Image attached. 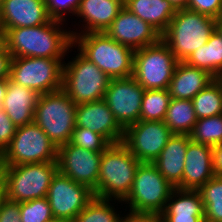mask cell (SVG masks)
<instances>
[{"mask_svg":"<svg viewBox=\"0 0 222 222\" xmlns=\"http://www.w3.org/2000/svg\"><path fill=\"white\" fill-rule=\"evenodd\" d=\"M187 9L217 19L222 15V0H189Z\"/></svg>","mask_w":222,"mask_h":222,"instance_id":"36","label":"cell"},{"mask_svg":"<svg viewBox=\"0 0 222 222\" xmlns=\"http://www.w3.org/2000/svg\"><path fill=\"white\" fill-rule=\"evenodd\" d=\"M5 198L6 197H5L3 186L0 184V209Z\"/></svg>","mask_w":222,"mask_h":222,"instance_id":"46","label":"cell"},{"mask_svg":"<svg viewBox=\"0 0 222 222\" xmlns=\"http://www.w3.org/2000/svg\"><path fill=\"white\" fill-rule=\"evenodd\" d=\"M171 96L168 89L145 90L140 111V120L164 121Z\"/></svg>","mask_w":222,"mask_h":222,"instance_id":"30","label":"cell"},{"mask_svg":"<svg viewBox=\"0 0 222 222\" xmlns=\"http://www.w3.org/2000/svg\"><path fill=\"white\" fill-rule=\"evenodd\" d=\"M0 222H21L18 202L4 199L0 209Z\"/></svg>","mask_w":222,"mask_h":222,"instance_id":"38","label":"cell"},{"mask_svg":"<svg viewBox=\"0 0 222 222\" xmlns=\"http://www.w3.org/2000/svg\"><path fill=\"white\" fill-rule=\"evenodd\" d=\"M76 127L89 128L104 136L111 144L120 143L124 129L115 120L104 99L76 105Z\"/></svg>","mask_w":222,"mask_h":222,"instance_id":"17","label":"cell"},{"mask_svg":"<svg viewBox=\"0 0 222 222\" xmlns=\"http://www.w3.org/2000/svg\"><path fill=\"white\" fill-rule=\"evenodd\" d=\"M197 119L222 114V84L216 78L193 99Z\"/></svg>","mask_w":222,"mask_h":222,"instance_id":"28","label":"cell"},{"mask_svg":"<svg viewBox=\"0 0 222 222\" xmlns=\"http://www.w3.org/2000/svg\"><path fill=\"white\" fill-rule=\"evenodd\" d=\"M141 162L122 143L110 144L100 160L97 197L124 201L132 187L135 172Z\"/></svg>","mask_w":222,"mask_h":222,"instance_id":"3","label":"cell"},{"mask_svg":"<svg viewBox=\"0 0 222 222\" xmlns=\"http://www.w3.org/2000/svg\"><path fill=\"white\" fill-rule=\"evenodd\" d=\"M110 201L94 196L72 222H119V214L110 206Z\"/></svg>","mask_w":222,"mask_h":222,"instance_id":"32","label":"cell"},{"mask_svg":"<svg viewBox=\"0 0 222 222\" xmlns=\"http://www.w3.org/2000/svg\"><path fill=\"white\" fill-rule=\"evenodd\" d=\"M40 94L8 78L6 94L1 108L16 127L34 122V112Z\"/></svg>","mask_w":222,"mask_h":222,"instance_id":"21","label":"cell"},{"mask_svg":"<svg viewBox=\"0 0 222 222\" xmlns=\"http://www.w3.org/2000/svg\"><path fill=\"white\" fill-rule=\"evenodd\" d=\"M17 127L7 113L0 107V154L10 144Z\"/></svg>","mask_w":222,"mask_h":222,"instance_id":"37","label":"cell"},{"mask_svg":"<svg viewBox=\"0 0 222 222\" xmlns=\"http://www.w3.org/2000/svg\"><path fill=\"white\" fill-rule=\"evenodd\" d=\"M190 137L194 142L212 147L222 143V114L197 119Z\"/></svg>","mask_w":222,"mask_h":222,"instance_id":"31","label":"cell"},{"mask_svg":"<svg viewBox=\"0 0 222 222\" xmlns=\"http://www.w3.org/2000/svg\"><path fill=\"white\" fill-rule=\"evenodd\" d=\"M8 79H0V107L6 94Z\"/></svg>","mask_w":222,"mask_h":222,"instance_id":"43","label":"cell"},{"mask_svg":"<svg viewBox=\"0 0 222 222\" xmlns=\"http://www.w3.org/2000/svg\"><path fill=\"white\" fill-rule=\"evenodd\" d=\"M124 7L150 24L161 35L177 11L168 0H124Z\"/></svg>","mask_w":222,"mask_h":222,"instance_id":"25","label":"cell"},{"mask_svg":"<svg viewBox=\"0 0 222 222\" xmlns=\"http://www.w3.org/2000/svg\"><path fill=\"white\" fill-rule=\"evenodd\" d=\"M205 222H222V175H215L199 190Z\"/></svg>","mask_w":222,"mask_h":222,"instance_id":"29","label":"cell"},{"mask_svg":"<svg viewBox=\"0 0 222 222\" xmlns=\"http://www.w3.org/2000/svg\"><path fill=\"white\" fill-rule=\"evenodd\" d=\"M214 176L213 147L190 140L185 154L182 189L199 190Z\"/></svg>","mask_w":222,"mask_h":222,"instance_id":"19","label":"cell"},{"mask_svg":"<svg viewBox=\"0 0 222 222\" xmlns=\"http://www.w3.org/2000/svg\"><path fill=\"white\" fill-rule=\"evenodd\" d=\"M178 62L160 39L134 51L133 77L145 90L168 89Z\"/></svg>","mask_w":222,"mask_h":222,"instance_id":"10","label":"cell"},{"mask_svg":"<svg viewBox=\"0 0 222 222\" xmlns=\"http://www.w3.org/2000/svg\"><path fill=\"white\" fill-rule=\"evenodd\" d=\"M6 46V31L0 26V50Z\"/></svg>","mask_w":222,"mask_h":222,"instance_id":"44","label":"cell"},{"mask_svg":"<svg viewBox=\"0 0 222 222\" xmlns=\"http://www.w3.org/2000/svg\"><path fill=\"white\" fill-rule=\"evenodd\" d=\"M62 21L51 19L48 23L34 27L11 28L6 32V47L12 58L37 57L64 59L73 45L69 30H61Z\"/></svg>","mask_w":222,"mask_h":222,"instance_id":"1","label":"cell"},{"mask_svg":"<svg viewBox=\"0 0 222 222\" xmlns=\"http://www.w3.org/2000/svg\"><path fill=\"white\" fill-rule=\"evenodd\" d=\"M1 26L11 28L34 27L48 23L45 0H0Z\"/></svg>","mask_w":222,"mask_h":222,"instance_id":"18","label":"cell"},{"mask_svg":"<svg viewBox=\"0 0 222 222\" xmlns=\"http://www.w3.org/2000/svg\"><path fill=\"white\" fill-rule=\"evenodd\" d=\"M144 92L133 76L111 79L104 100L123 129L140 120Z\"/></svg>","mask_w":222,"mask_h":222,"instance_id":"14","label":"cell"},{"mask_svg":"<svg viewBox=\"0 0 222 222\" xmlns=\"http://www.w3.org/2000/svg\"><path fill=\"white\" fill-rule=\"evenodd\" d=\"M172 135L164 121L139 120L124 129L122 143L141 163H153Z\"/></svg>","mask_w":222,"mask_h":222,"instance_id":"13","label":"cell"},{"mask_svg":"<svg viewBox=\"0 0 222 222\" xmlns=\"http://www.w3.org/2000/svg\"><path fill=\"white\" fill-rule=\"evenodd\" d=\"M105 33L114 41L138 50L157 43L161 34L146 21L123 7Z\"/></svg>","mask_w":222,"mask_h":222,"instance_id":"16","label":"cell"},{"mask_svg":"<svg viewBox=\"0 0 222 222\" xmlns=\"http://www.w3.org/2000/svg\"><path fill=\"white\" fill-rule=\"evenodd\" d=\"M216 30L222 37V15L216 19Z\"/></svg>","mask_w":222,"mask_h":222,"instance_id":"45","label":"cell"},{"mask_svg":"<svg viewBox=\"0 0 222 222\" xmlns=\"http://www.w3.org/2000/svg\"><path fill=\"white\" fill-rule=\"evenodd\" d=\"M218 81L222 84V74L217 77Z\"/></svg>","mask_w":222,"mask_h":222,"instance_id":"47","label":"cell"},{"mask_svg":"<svg viewBox=\"0 0 222 222\" xmlns=\"http://www.w3.org/2000/svg\"><path fill=\"white\" fill-rule=\"evenodd\" d=\"M192 67L206 70L215 78L222 74V37L215 30L208 42L193 52L185 61Z\"/></svg>","mask_w":222,"mask_h":222,"instance_id":"26","label":"cell"},{"mask_svg":"<svg viewBox=\"0 0 222 222\" xmlns=\"http://www.w3.org/2000/svg\"><path fill=\"white\" fill-rule=\"evenodd\" d=\"M160 222H205L200 192L175 188L160 214Z\"/></svg>","mask_w":222,"mask_h":222,"instance_id":"20","label":"cell"},{"mask_svg":"<svg viewBox=\"0 0 222 222\" xmlns=\"http://www.w3.org/2000/svg\"><path fill=\"white\" fill-rule=\"evenodd\" d=\"M174 189L153 163H140L124 202L129 204L132 211L160 215Z\"/></svg>","mask_w":222,"mask_h":222,"instance_id":"9","label":"cell"},{"mask_svg":"<svg viewBox=\"0 0 222 222\" xmlns=\"http://www.w3.org/2000/svg\"><path fill=\"white\" fill-rule=\"evenodd\" d=\"M57 146L35 123L19 126L10 144L0 154V166L57 162Z\"/></svg>","mask_w":222,"mask_h":222,"instance_id":"7","label":"cell"},{"mask_svg":"<svg viewBox=\"0 0 222 222\" xmlns=\"http://www.w3.org/2000/svg\"><path fill=\"white\" fill-rule=\"evenodd\" d=\"M129 211L130 213L120 218L119 222H160V215L155 213Z\"/></svg>","mask_w":222,"mask_h":222,"instance_id":"39","label":"cell"},{"mask_svg":"<svg viewBox=\"0 0 222 222\" xmlns=\"http://www.w3.org/2000/svg\"><path fill=\"white\" fill-rule=\"evenodd\" d=\"M123 7L124 0H80L75 15L87 23L83 33L105 32Z\"/></svg>","mask_w":222,"mask_h":222,"instance_id":"24","label":"cell"},{"mask_svg":"<svg viewBox=\"0 0 222 222\" xmlns=\"http://www.w3.org/2000/svg\"><path fill=\"white\" fill-rule=\"evenodd\" d=\"M76 105L62 88L39 96L34 122L57 148L71 139L76 127Z\"/></svg>","mask_w":222,"mask_h":222,"instance_id":"6","label":"cell"},{"mask_svg":"<svg viewBox=\"0 0 222 222\" xmlns=\"http://www.w3.org/2000/svg\"><path fill=\"white\" fill-rule=\"evenodd\" d=\"M111 78L81 52L63 68L62 89L76 104L104 99Z\"/></svg>","mask_w":222,"mask_h":222,"instance_id":"8","label":"cell"},{"mask_svg":"<svg viewBox=\"0 0 222 222\" xmlns=\"http://www.w3.org/2000/svg\"><path fill=\"white\" fill-rule=\"evenodd\" d=\"M190 135L173 134L153 162L163 177L175 188L182 189L185 154Z\"/></svg>","mask_w":222,"mask_h":222,"instance_id":"22","label":"cell"},{"mask_svg":"<svg viewBox=\"0 0 222 222\" xmlns=\"http://www.w3.org/2000/svg\"><path fill=\"white\" fill-rule=\"evenodd\" d=\"M101 156L102 152L83 149L68 142L58 147V171L73 181L87 186L97 197Z\"/></svg>","mask_w":222,"mask_h":222,"instance_id":"15","label":"cell"},{"mask_svg":"<svg viewBox=\"0 0 222 222\" xmlns=\"http://www.w3.org/2000/svg\"><path fill=\"white\" fill-rule=\"evenodd\" d=\"M176 10L187 9L189 0H168Z\"/></svg>","mask_w":222,"mask_h":222,"instance_id":"42","label":"cell"},{"mask_svg":"<svg viewBox=\"0 0 222 222\" xmlns=\"http://www.w3.org/2000/svg\"><path fill=\"white\" fill-rule=\"evenodd\" d=\"M69 143L96 152H103L111 144L101 134L84 127L74 128Z\"/></svg>","mask_w":222,"mask_h":222,"instance_id":"34","label":"cell"},{"mask_svg":"<svg viewBox=\"0 0 222 222\" xmlns=\"http://www.w3.org/2000/svg\"><path fill=\"white\" fill-rule=\"evenodd\" d=\"M216 78L206 70L178 62L168 86L171 98L192 100Z\"/></svg>","mask_w":222,"mask_h":222,"instance_id":"23","label":"cell"},{"mask_svg":"<svg viewBox=\"0 0 222 222\" xmlns=\"http://www.w3.org/2000/svg\"><path fill=\"white\" fill-rule=\"evenodd\" d=\"M48 15L51 19L65 21V13H74L75 15L80 0H45ZM64 15V16H63Z\"/></svg>","mask_w":222,"mask_h":222,"instance_id":"35","label":"cell"},{"mask_svg":"<svg viewBox=\"0 0 222 222\" xmlns=\"http://www.w3.org/2000/svg\"><path fill=\"white\" fill-rule=\"evenodd\" d=\"M93 198L91 189L59 171L53 176L47 193L54 219L63 222H72Z\"/></svg>","mask_w":222,"mask_h":222,"instance_id":"12","label":"cell"},{"mask_svg":"<svg viewBox=\"0 0 222 222\" xmlns=\"http://www.w3.org/2000/svg\"><path fill=\"white\" fill-rule=\"evenodd\" d=\"M62 59L16 57L10 64V79L38 94H46L62 88Z\"/></svg>","mask_w":222,"mask_h":222,"instance_id":"11","label":"cell"},{"mask_svg":"<svg viewBox=\"0 0 222 222\" xmlns=\"http://www.w3.org/2000/svg\"><path fill=\"white\" fill-rule=\"evenodd\" d=\"M12 55L5 46L0 50V79H8L10 77V64Z\"/></svg>","mask_w":222,"mask_h":222,"instance_id":"40","label":"cell"},{"mask_svg":"<svg viewBox=\"0 0 222 222\" xmlns=\"http://www.w3.org/2000/svg\"><path fill=\"white\" fill-rule=\"evenodd\" d=\"M21 222H51L54 219L47 197L19 203Z\"/></svg>","mask_w":222,"mask_h":222,"instance_id":"33","label":"cell"},{"mask_svg":"<svg viewBox=\"0 0 222 222\" xmlns=\"http://www.w3.org/2000/svg\"><path fill=\"white\" fill-rule=\"evenodd\" d=\"M213 168L215 175H222V143L213 147Z\"/></svg>","mask_w":222,"mask_h":222,"instance_id":"41","label":"cell"},{"mask_svg":"<svg viewBox=\"0 0 222 222\" xmlns=\"http://www.w3.org/2000/svg\"><path fill=\"white\" fill-rule=\"evenodd\" d=\"M57 171V162L0 166V184L6 199L27 202L47 197L51 180Z\"/></svg>","mask_w":222,"mask_h":222,"instance_id":"5","label":"cell"},{"mask_svg":"<svg viewBox=\"0 0 222 222\" xmlns=\"http://www.w3.org/2000/svg\"><path fill=\"white\" fill-rule=\"evenodd\" d=\"M73 45L102 72L113 78L133 76L134 50L111 39L105 32L75 33Z\"/></svg>","mask_w":222,"mask_h":222,"instance_id":"2","label":"cell"},{"mask_svg":"<svg viewBox=\"0 0 222 222\" xmlns=\"http://www.w3.org/2000/svg\"><path fill=\"white\" fill-rule=\"evenodd\" d=\"M164 122L173 134L190 135L197 122L192 100L171 98Z\"/></svg>","mask_w":222,"mask_h":222,"instance_id":"27","label":"cell"},{"mask_svg":"<svg viewBox=\"0 0 222 222\" xmlns=\"http://www.w3.org/2000/svg\"><path fill=\"white\" fill-rule=\"evenodd\" d=\"M215 30V18L188 9H180L176 11L161 39L174 57L179 62H184L208 42Z\"/></svg>","mask_w":222,"mask_h":222,"instance_id":"4","label":"cell"},{"mask_svg":"<svg viewBox=\"0 0 222 222\" xmlns=\"http://www.w3.org/2000/svg\"><path fill=\"white\" fill-rule=\"evenodd\" d=\"M51 222H63V221L53 220V221H51Z\"/></svg>","mask_w":222,"mask_h":222,"instance_id":"48","label":"cell"}]
</instances>
